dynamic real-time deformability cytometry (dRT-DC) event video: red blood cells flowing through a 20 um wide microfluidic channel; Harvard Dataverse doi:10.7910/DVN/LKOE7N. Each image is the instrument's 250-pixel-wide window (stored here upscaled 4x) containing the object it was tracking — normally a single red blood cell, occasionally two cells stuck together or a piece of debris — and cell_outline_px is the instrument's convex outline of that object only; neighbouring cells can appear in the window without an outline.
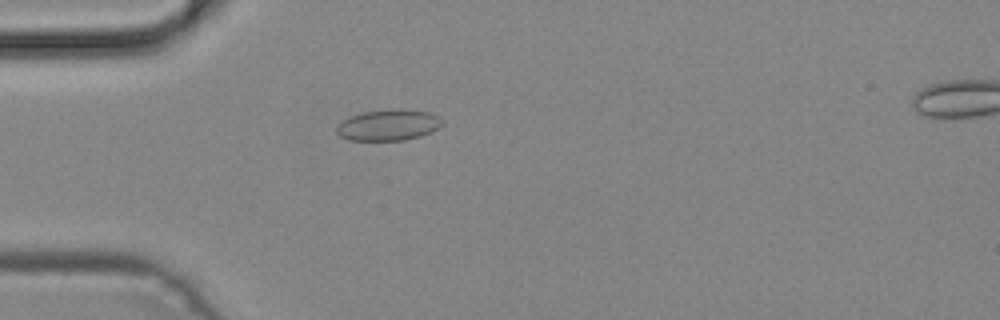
{"species": "common noctule bat (a hibernating species)", "species_latin": "Nyctalus noctula", "temperature_condition": "cold", "stored_images_in_passage": 38, "camera_frame_rate_fps": 3000, "um_per_image_px": 0.085, "animal": {"sex": "male", "body_mass_g": 19.2, "forearm_length_mm": 51.8}, "frame": {"image": 1, "passage_image": 3, "time_ms": 0.667, "image_size_px": [1000, 320], "cell_outline_px": [[444, 124], [432, 132], [420, 136], [404, 140], [348, 140], [340, 136], [336, 132], [336, 124], [352, 116], [364, 112], [396, 108], [428, 112], [436, 116]], "centroid_in_image_um": [33.0, 10.63], "position_along_channel_um": 52.0, "area_um2": 19.02}}
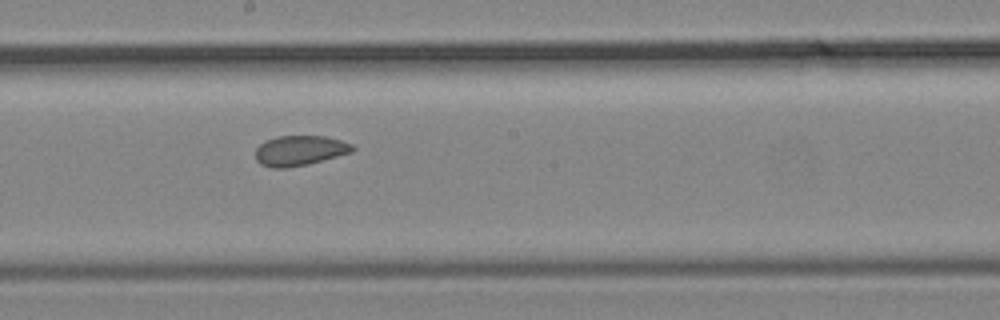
{"frame": {"image": 2, "passage_image": 16, "time_ms": 5.0, "image_size_px": [1000, 320], "cell_outline_px": [[356, 148], [352, 152], [308, 164], [284, 168], [272, 168], [260, 164], [256, 160], [256, 148], [260, 144], [276, 136], [324, 136], [340, 140], [352, 144]], "centroid_in_image_um": [25.48, 12.8], "position_along_channel_um": 222.7, "area_um2": 16.94}}
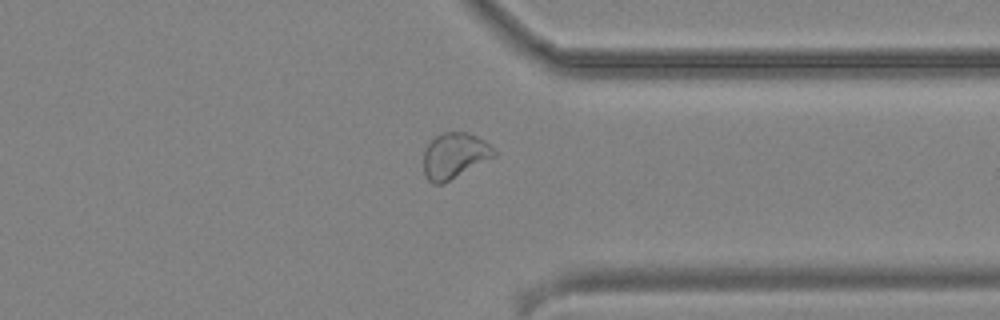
{"frame": {"image": 3, "passage_image": 27, "time_ms": 8.667, "image_size_px": [1000, 320], "cell_outline_px": [[496, 156], [444, 184], [432, 184], [428, 180], [424, 172], [424, 152], [428, 144], [436, 136], [444, 132], [468, 132], [484, 140], [496, 152]], "centroid_in_image_um": [38.63, 13.25], "position_along_channel_um": 372.8, "area_um2": 18.79}}